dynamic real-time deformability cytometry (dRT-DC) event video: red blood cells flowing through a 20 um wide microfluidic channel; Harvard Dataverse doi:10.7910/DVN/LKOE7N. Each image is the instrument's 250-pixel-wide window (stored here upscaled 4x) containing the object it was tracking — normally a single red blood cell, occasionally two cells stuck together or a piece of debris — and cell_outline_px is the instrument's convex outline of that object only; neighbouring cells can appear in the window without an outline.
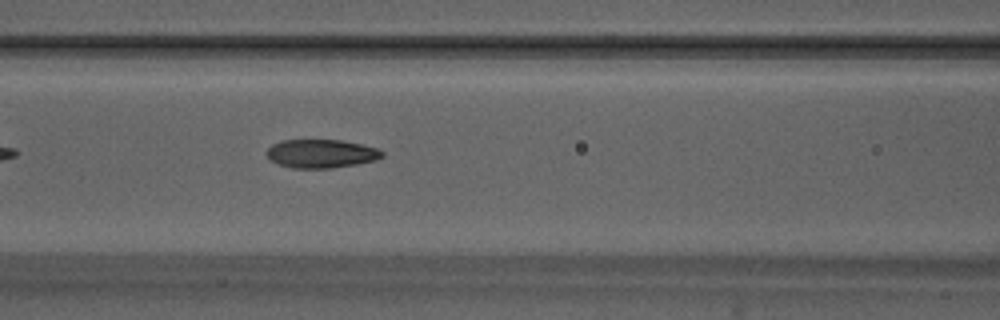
{"species": "Egyptian fruit bat (a non-hibernating species)", "species_latin": "Rousettus aegyptiacus", "temperature_condition": "warm", "stored_images_in_passage": 33, "camera_frame_rate_fps": 3000, "um_per_image_px": 0.085, "animal": {"sex": "male"}, "frame": {"image": 1, "passage_image": 6, "time_ms": 1.667, "image_size_px": [1000, 320], "cell_outline_px": [[384, 156], [376, 160], [356, 164], [332, 168], [292, 168], [276, 164], [264, 152], [272, 144], [280, 140], [340, 140], [360, 144], [376, 148], [384, 152]], "centroid_in_image_um": [27.27, 13.06], "position_along_channel_um": 139.3, "area_um2": 19.25}, "authors_computed_cell_mechanics": {"area_um2": 19.074, "velocity_mm_per_s": 3.8869, "shape_relaxation_time_tau1_ms": 4.5596, "shape_relaxation_time_tau2_ms": 1.5059, "deformation_change_tau1": 0.1681, "deformation_change_tau2": 0.0749}}